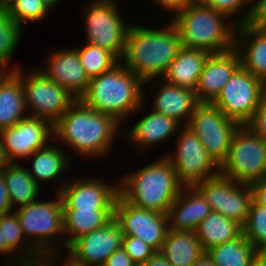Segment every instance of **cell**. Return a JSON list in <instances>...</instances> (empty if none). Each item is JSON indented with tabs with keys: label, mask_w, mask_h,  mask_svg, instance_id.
<instances>
[{
	"label": "cell",
	"mask_w": 266,
	"mask_h": 266,
	"mask_svg": "<svg viewBox=\"0 0 266 266\" xmlns=\"http://www.w3.org/2000/svg\"><path fill=\"white\" fill-rule=\"evenodd\" d=\"M166 25L159 30L137 24L129 26L120 62L144 82V87L148 82L164 75L182 48L174 24L170 21Z\"/></svg>",
	"instance_id": "obj_1"
},
{
	"label": "cell",
	"mask_w": 266,
	"mask_h": 266,
	"mask_svg": "<svg viewBox=\"0 0 266 266\" xmlns=\"http://www.w3.org/2000/svg\"><path fill=\"white\" fill-rule=\"evenodd\" d=\"M120 124L77 99L53 124V140L54 136L62 140L82 157H104L112 149Z\"/></svg>",
	"instance_id": "obj_2"
},
{
	"label": "cell",
	"mask_w": 266,
	"mask_h": 266,
	"mask_svg": "<svg viewBox=\"0 0 266 266\" xmlns=\"http://www.w3.org/2000/svg\"><path fill=\"white\" fill-rule=\"evenodd\" d=\"M143 91L144 82L119 62L110 71L90 78L80 100L93 110L122 123L145 105Z\"/></svg>",
	"instance_id": "obj_3"
},
{
	"label": "cell",
	"mask_w": 266,
	"mask_h": 266,
	"mask_svg": "<svg viewBox=\"0 0 266 266\" xmlns=\"http://www.w3.org/2000/svg\"><path fill=\"white\" fill-rule=\"evenodd\" d=\"M136 170L121 177L119 195L135 207L167 214L184 187L170 161L162 156Z\"/></svg>",
	"instance_id": "obj_4"
},
{
	"label": "cell",
	"mask_w": 266,
	"mask_h": 266,
	"mask_svg": "<svg viewBox=\"0 0 266 266\" xmlns=\"http://www.w3.org/2000/svg\"><path fill=\"white\" fill-rule=\"evenodd\" d=\"M229 18L228 15L194 0L176 14L171 22L179 33L182 47L220 53L235 47L238 24L229 22Z\"/></svg>",
	"instance_id": "obj_5"
},
{
	"label": "cell",
	"mask_w": 266,
	"mask_h": 266,
	"mask_svg": "<svg viewBox=\"0 0 266 266\" xmlns=\"http://www.w3.org/2000/svg\"><path fill=\"white\" fill-rule=\"evenodd\" d=\"M56 196L55 200L34 201L15 210L24 237L42 256L65 248L60 235L64 234L63 204L58 192Z\"/></svg>",
	"instance_id": "obj_6"
},
{
	"label": "cell",
	"mask_w": 266,
	"mask_h": 266,
	"mask_svg": "<svg viewBox=\"0 0 266 266\" xmlns=\"http://www.w3.org/2000/svg\"><path fill=\"white\" fill-rule=\"evenodd\" d=\"M220 174L236 183L252 185L266 177V140L247 125L235 132Z\"/></svg>",
	"instance_id": "obj_7"
},
{
	"label": "cell",
	"mask_w": 266,
	"mask_h": 266,
	"mask_svg": "<svg viewBox=\"0 0 266 266\" xmlns=\"http://www.w3.org/2000/svg\"><path fill=\"white\" fill-rule=\"evenodd\" d=\"M117 0H91L85 8L86 42L123 58L130 24L119 14Z\"/></svg>",
	"instance_id": "obj_8"
},
{
	"label": "cell",
	"mask_w": 266,
	"mask_h": 266,
	"mask_svg": "<svg viewBox=\"0 0 266 266\" xmlns=\"http://www.w3.org/2000/svg\"><path fill=\"white\" fill-rule=\"evenodd\" d=\"M17 67L19 66L13 67V71L22 80L25 105L30 110L29 116L45 119L53 125L77 100L40 70L25 73Z\"/></svg>",
	"instance_id": "obj_9"
},
{
	"label": "cell",
	"mask_w": 266,
	"mask_h": 266,
	"mask_svg": "<svg viewBox=\"0 0 266 266\" xmlns=\"http://www.w3.org/2000/svg\"><path fill=\"white\" fill-rule=\"evenodd\" d=\"M176 150L164 156L170 161L178 181L184 187H193L220 174V165L208 153L197 135L183 125L179 130Z\"/></svg>",
	"instance_id": "obj_10"
},
{
	"label": "cell",
	"mask_w": 266,
	"mask_h": 266,
	"mask_svg": "<svg viewBox=\"0 0 266 266\" xmlns=\"http://www.w3.org/2000/svg\"><path fill=\"white\" fill-rule=\"evenodd\" d=\"M264 92L263 81L240 66L212 104L243 126L252 120Z\"/></svg>",
	"instance_id": "obj_11"
},
{
	"label": "cell",
	"mask_w": 266,
	"mask_h": 266,
	"mask_svg": "<svg viewBox=\"0 0 266 266\" xmlns=\"http://www.w3.org/2000/svg\"><path fill=\"white\" fill-rule=\"evenodd\" d=\"M240 126L212 103H200L186 124L219 165L227 158L233 136Z\"/></svg>",
	"instance_id": "obj_12"
},
{
	"label": "cell",
	"mask_w": 266,
	"mask_h": 266,
	"mask_svg": "<svg viewBox=\"0 0 266 266\" xmlns=\"http://www.w3.org/2000/svg\"><path fill=\"white\" fill-rule=\"evenodd\" d=\"M114 219L123 235L139 238L156 252L161 251L169 231L167 214L135 207L118 195L114 203Z\"/></svg>",
	"instance_id": "obj_13"
},
{
	"label": "cell",
	"mask_w": 266,
	"mask_h": 266,
	"mask_svg": "<svg viewBox=\"0 0 266 266\" xmlns=\"http://www.w3.org/2000/svg\"><path fill=\"white\" fill-rule=\"evenodd\" d=\"M206 198L214 212L233 219L242 226L248 216L252 188L226 178L222 174L211 177L195 186Z\"/></svg>",
	"instance_id": "obj_14"
},
{
	"label": "cell",
	"mask_w": 266,
	"mask_h": 266,
	"mask_svg": "<svg viewBox=\"0 0 266 266\" xmlns=\"http://www.w3.org/2000/svg\"><path fill=\"white\" fill-rule=\"evenodd\" d=\"M89 179V180H88ZM58 186L63 210H114L119 195V185L95 179L72 178Z\"/></svg>",
	"instance_id": "obj_15"
},
{
	"label": "cell",
	"mask_w": 266,
	"mask_h": 266,
	"mask_svg": "<svg viewBox=\"0 0 266 266\" xmlns=\"http://www.w3.org/2000/svg\"><path fill=\"white\" fill-rule=\"evenodd\" d=\"M8 162L27 159L36 150L46 147L53 139V125L42 118L27 116L10 128L0 131Z\"/></svg>",
	"instance_id": "obj_16"
},
{
	"label": "cell",
	"mask_w": 266,
	"mask_h": 266,
	"mask_svg": "<svg viewBox=\"0 0 266 266\" xmlns=\"http://www.w3.org/2000/svg\"><path fill=\"white\" fill-rule=\"evenodd\" d=\"M123 236L113 218L105 226L77 238L66 250L90 266H103L114 251L122 248Z\"/></svg>",
	"instance_id": "obj_17"
},
{
	"label": "cell",
	"mask_w": 266,
	"mask_h": 266,
	"mask_svg": "<svg viewBox=\"0 0 266 266\" xmlns=\"http://www.w3.org/2000/svg\"><path fill=\"white\" fill-rule=\"evenodd\" d=\"M46 60V69L40 71L76 99H80L89 86L90 78L80 63L76 47L53 50L48 53Z\"/></svg>",
	"instance_id": "obj_18"
},
{
	"label": "cell",
	"mask_w": 266,
	"mask_h": 266,
	"mask_svg": "<svg viewBox=\"0 0 266 266\" xmlns=\"http://www.w3.org/2000/svg\"><path fill=\"white\" fill-rule=\"evenodd\" d=\"M240 66L239 53L235 48L211 53L204 64L195 90L199 102L212 103Z\"/></svg>",
	"instance_id": "obj_19"
},
{
	"label": "cell",
	"mask_w": 266,
	"mask_h": 266,
	"mask_svg": "<svg viewBox=\"0 0 266 266\" xmlns=\"http://www.w3.org/2000/svg\"><path fill=\"white\" fill-rule=\"evenodd\" d=\"M211 212L206 198L195 186L183 187L167 213L169 229L195 232Z\"/></svg>",
	"instance_id": "obj_20"
},
{
	"label": "cell",
	"mask_w": 266,
	"mask_h": 266,
	"mask_svg": "<svg viewBox=\"0 0 266 266\" xmlns=\"http://www.w3.org/2000/svg\"><path fill=\"white\" fill-rule=\"evenodd\" d=\"M234 48L239 53L241 67L264 81L266 79V28L239 24Z\"/></svg>",
	"instance_id": "obj_21"
},
{
	"label": "cell",
	"mask_w": 266,
	"mask_h": 266,
	"mask_svg": "<svg viewBox=\"0 0 266 266\" xmlns=\"http://www.w3.org/2000/svg\"><path fill=\"white\" fill-rule=\"evenodd\" d=\"M155 87V99L153 98L152 111L168 116L178 121L182 126H186L189 118L196 107L200 104L196 92L180 86H176L165 80L158 82ZM185 118V121H184ZM187 120V121H186Z\"/></svg>",
	"instance_id": "obj_22"
},
{
	"label": "cell",
	"mask_w": 266,
	"mask_h": 266,
	"mask_svg": "<svg viewBox=\"0 0 266 266\" xmlns=\"http://www.w3.org/2000/svg\"><path fill=\"white\" fill-rule=\"evenodd\" d=\"M148 112L146 116L134 124L130 129L131 131L129 130L130 133L128 132L126 135L127 140H131L140 153H145L144 151L153 148L155 144H161L159 142L169 140V137L179 133L182 126L178 121L166 115L152 110Z\"/></svg>",
	"instance_id": "obj_23"
},
{
	"label": "cell",
	"mask_w": 266,
	"mask_h": 266,
	"mask_svg": "<svg viewBox=\"0 0 266 266\" xmlns=\"http://www.w3.org/2000/svg\"><path fill=\"white\" fill-rule=\"evenodd\" d=\"M210 54L203 49L182 47L169 64L162 79L176 86L195 91L199 76Z\"/></svg>",
	"instance_id": "obj_24"
},
{
	"label": "cell",
	"mask_w": 266,
	"mask_h": 266,
	"mask_svg": "<svg viewBox=\"0 0 266 266\" xmlns=\"http://www.w3.org/2000/svg\"><path fill=\"white\" fill-rule=\"evenodd\" d=\"M21 78L12 70L0 82V131L28 116Z\"/></svg>",
	"instance_id": "obj_25"
},
{
	"label": "cell",
	"mask_w": 266,
	"mask_h": 266,
	"mask_svg": "<svg viewBox=\"0 0 266 266\" xmlns=\"http://www.w3.org/2000/svg\"><path fill=\"white\" fill-rule=\"evenodd\" d=\"M160 253L171 266H192L204 250L196 232L169 229Z\"/></svg>",
	"instance_id": "obj_26"
},
{
	"label": "cell",
	"mask_w": 266,
	"mask_h": 266,
	"mask_svg": "<svg viewBox=\"0 0 266 266\" xmlns=\"http://www.w3.org/2000/svg\"><path fill=\"white\" fill-rule=\"evenodd\" d=\"M195 232L202 249L206 252L214 246L239 238L243 234V228L235 220L212 211L202 220Z\"/></svg>",
	"instance_id": "obj_27"
},
{
	"label": "cell",
	"mask_w": 266,
	"mask_h": 266,
	"mask_svg": "<svg viewBox=\"0 0 266 266\" xmlns=\"http://www.w3.org/2000/svg\"><path fill=\"white\" fill-rule=\"evenodd\" d=\"M0 173L6 181L12 209L17 203L22 207L39 200L41 187L29 174L27 168L19 164V160L17 163L8 162Z\"/></svg>",
	"instance_id": "obj_28"
},
{
	"label": "cell",
	"mask_w": 266,
	"mask_h": 266,
	"mask_svg": "<svg viewBox=\"0 0 266 266\" xmlns=\"http://www.w3.org/2000/svg\"><path fill=\"white\" fill-rule=\"evenodd\" d=\"M0 230L5 245L12 252H18L15 254H18L17 256L13 255L15 259L17 258L16 260L13 257L10 259L12 262L18 261V264L23 266V264H35L42 261L43 256L24 237L15 211L0 216Z\"/></svg>",
	"instance_id": "obj_29"
},
{
	"label": "cell",
	"mask_w": 266,
	"mask_h": 266,
	"mask_svg": "<svg viewBox=\"0 0 266 266\" xmlns=\"http://www.w3.org/2000/svg\"><path fill=\"white\" fill-rule=\"evenodd\" d=\"M61 146H54L51 143L46 147L36 150L29 158L32 159L31 169L27 168L29 174L40 185V181L51 182L57 179L61 173L66 170L70 164L68 154L60 148Z\"/></svg>",
	"instance_id": "obj_30"
},
{
	"label": "cell",
	"mask_w": 266,
	"mask_h": 266,
	"mask_svg": "<svg viewBox=\"0 0 266 266\" xmlns=\"http://www.w3.org/2000/svg\"><path fill=\"white\" fill-rule=\"evenodd\" d=\"M114 218V210H63L67 249L77 238L105 226Z\"/></svg>",
	"instance_id": "obj_31"
},
{
	"label": "cell",
	"mask_w": 266,
	"mask_h": 266,
	"mask_svg": "<svg viewBox=\"0 0 266 266\" xmlns=\"http://www.w3.org/2000/svg\"><path fill=\"white\" fill-rule=\"evenodd\" d=\"M254 250L242 234L233 241L208 249L206 253L216 266H254Z\"/></svg>",
	"instance_id": "obj_32"
},
{
	"label": "cell",
	"mask_w": 266,
	"mask_h": 266,
	"mask_svg": "<svg viewBox=\"0 0 266 266\" xmlns=\"http://www.w3.org/2000/svg\"><path fill=\"white\" fill-rule=\"evenodd\" d=\"M80 63L89 78L110 71L120 61L108 50L86 43L83 47H76Z\"/></svg>",
	"instance_id": "obj_33"
},
{
	"label": "cell",
	"mask_w": 266,
	"mask_h": 266,
	"mask_svg": "<svg viewBox=\"0 0 266 266\" xmlns=\"http://www.w3.org/2000/svg\"><path fill=\"white\" fill-rule=\"evenodd\" d=\"M23 31L8 10L0 8V65L9 68V61L20 43Z\"/></svg>",
	"instance_id": "obj_34"
},
{
	"label": "cell",
	"mask_w": 266,
	"mask_h": 266,
	"mask_svg": "<svg viewBox=\"0 0 266 266\" xmlns=\"http://www.w3.org/2000/svg\"><path fill=\"white\" fill-rule=\"evenodd\" d=\"M242 228L243 236L254 248L266 245V207L257 204L252 199L247 220Z\"/></svg>",
	"instance_id": "obj_35"
},
{
	"label": "cell",
	"mask_w": 266,
	"mask_h": 266,
	"mask_svg": "<svg viewBox=\"0 0 266 266\" xmlns=\"http://www.w3.org/2000/svg\"><path fill=\"white\" fill-rule=\"evenodd\" d=\"M7 10L9 15L24 28L26 22L44 20L51 9L42 0H15Z\"/></svg>",
	"instance_id": "obj_36"
},
{
	"label": "cell",
	"mask_w": 266,
	"mask_h": 266,
	"mask_svg": "<svg viewBox=\"0 0 266 266\" xmlns=\"http://www.w3.org/2000/svg\"><path fill=\"white\" fill-rule=\"evenodd\" d=\"M123 249L130 258L139 266L152 257L156 251L139 238L133 236H123Z\"/></svg>",
	"instance_id": "obj_37"
},
{
	"label": "cell",
	"mask_w": 266,
	"mask_h": 266,
	"mask_svg": "<svg viewBox=\"0 0 266 266\" xmlns=\"http://www.w3.org/2000/svg\"><path fill=\"white\" fill-rule=\"evenodd\" d=\"M254 2V3H253ZM251 7L242 13L241 17L233 20L238 25L247 24L250 26L266 28V0H250Z\"/></svg>",
	"instance_id": "obj_38"
},
{
	"label": "cell",
	"mask_w": 266,
	"mask_h": 266,
	"mask_svg": "<svg viewBox=\"0 0 266 266\" xmlns=\"http://www.w3.org/2000/svg\"><path fill=\"white\" fill-rule=\"evenodd\" d=\"M208 6H210L215 11L226 14L230 17L237 15L241 9H245L250 5V0H198ZM247 4V5H246ZM246 5V6H245Z\"/></svg>",
	"instance_id": "obj_39"
},
{
	"label": "cell",
	"mask_w": 266,
	"mask_h": 266,
	"mask_svg": "<svg viewBox=\"0 0 266 266\" xmlns=\"http://www.w3.org/2000/svg\"><path fill=\"white\" fill-rule=\"evenodd\" d=\"M247 126L257 135L266 140V91L262 96L252 120Z\"/></svg>",
	"instance_id": "obj_40"
},
{
	"label": "cell",
	"mask_w": 266,
	"mask_h": 266,
	"mask_svg": "<svg viewBox=\"0 0 266 266\" xmlns=\"http://www.w3.org/2000/svg\"><path fill=\"white\" fill-rule=\"evenodd\" d=\"M103 266H138L123 249L114 251Z\"/></svg>",
	"instance_id": "obj_41"
},
{
	"label": "cell",
	"mask_w": 266,
	"mask_h": 266,
	"mask_svg": "<svg viewBox=\"0 0 266 266\" xmlns=\"http://www.w3.org/2000/svg\"><path fill=\"white\" fill-rule=\"evenodd\" d=\"M194 0H153L158 6H162L167 12H172L174 16L183 11Z\"/></svg>",
	"instance_id": "obj_42"
},
{
	"label": "cell",
	"mask_w": 266,
	"mask_h": 266,
	"mask_svg": "<svg viewBox=\"0 0 266 266\" xmlns=\"http://www.w3.org/2000/svg\"><path fill=\"white\" fill-rule=\"evenodd\" d=\"M12 210L8 188L4 176L0 173V216L10 213Z\"/></svg>",
	"instance_id": "obj_43"
},
{
	"label": "cell",
	"mask_w": 266,
	"mask_h": 266,
	"mask_svg": "<svg viewBox=\"0 0 266 266\" xmlns=\"http://www.w3.org/2000/svg\"><path fill=\"white\" fill-rule=\"evenodd\" d=\"M252 199L266 207V177L251 185Z\"/></svg>",
	"instance_id": "obj_44"
},
{
	"label": "cell",
	"mask_w": 266,
	"mask_h": 266,
	"mask_svg": "<svg viewBox=\"0 0 266 266\" xmlns=\"http://www.w3.org/2000/svg\"><path fill=\"white\" fill-rule=\"evenodd\" d=\"M60 250L50 252L43 256V259L39 263L35 264H23V266H55L56 262L55 261L57 258L59 259L60 255Z\"/></svg>",
	"instance_id": "obj_45"
},
{
	"label": "cell",
	"mask_w": 266,
	"mask_h": 266,
	"mask_svg": "<svg viewBox=\"0 0 266 266\" xmlns=\"http://www.w3.org/2000/svg\"><path fill=\"white\" fill-rule=\"evenodd\" d=\"M139 266H171L160 252H156L145 263Z\"/></svg>",
	"instance_id": "obj_46"
},
{
	"label": "cell",
	"mask_w": 266,
	"mask_h": 266,
	"mask_svg": "<svg viewBox=\"0 0 266 266\" xmlns=\"http://www.w3.org/2000/svg\"><path fill=\"white\" fill-rule=\"evenodd\" d=\"M254 266H266V245L255 248Z\"/></svg>",
	"instance_id": "obj_47"
},
{
	"label": "cell",
	"mask_w": 266,
	"mask_h": 266,
	"mask_svg": "<svg viewBox=\"0 0 266 266\" xmlns=\"http://www.w3.org/2000/svg\"><path fill=\"white\" fill-rule=\"evenodd\" d=\"M68 258L64 259L62 266H90L82 260H79L76 256H74L70 251H67Z\"/></svg>",
	"instance_id": "obj_48"
},
{
	"label": "cell",
	"mask_w": 266,
	"mask_h": 266,
	"mask_svg": "<svg viewBox=\"0 0 266 266\" xmlns=\"http://www.w3.org/2000/svg\"><path fill=\"white\" fill-rule=\"evenodd\" d=\"M192 266H216L212 259L204 252Z\"/></svg>",
	"instance_id": "obj_49"
},
{
	"label": "cell",
	"mask_w": 266,
	"mask_h": 266,
	"mask_svg": "<svg viewBox=\"0 0 266 266\" xmlns=\"http://www.w3.org/2000/svg\"><path fill=\"white\" fill-rule=\"evenodd\" d=\"M7 163H8V161H7L5 153H4V149H3V145H2V138L0 136V172L6 166Z\"/></svg>",
	"instance_id": "obj_50"
},
{
	"label": "cell",
	"mask_w": 266,
	"mask_h": 266,
	"mask_svg": "<svg viewBox=\"0 0 266 266\" xmlns=\"http://www.w3.org/2000/svg\"><path fill=\"white\" fill-rule=\"evenodd\" d=\"M0 252L2 255H8L7 258L10 256L12 257L11 254L13 255L14 253L5 245V242L2 241V235H1V230H0ZM11 253V254H10Z\"/></svg>",
	"instance_id": "obj_51"
},
{
	"label": "cell",
	"mask_w": 266,
	"mask_h": 266,
	"mask_svg": "<svg viewBox=\"0 0 266 266\" xmlns=\"http://www.w3.org/2000/svg\"><path fill=\"white\" fill-rule=\"evenodd\" d=\"M10 71H12V68H6L0 65V82Z\"/></svg>",
	"instance_id": "obj_52"
},
{
	"label": "cell",
	"mask_w": 266,
	"mask_h": 266,
	"mask_svg": "<svg viewBox=\"0 0 266 266\" xmlns=\"http://www.w3.org/2000/svg\"><path fill=\"white\" fill-rule=\"evenodd\" d=\"M42 2L50 9L56 7V4L60 2V0H42Z\"/></svg>",
	"instance_id": "obj_53"
},
{
	"label": "cell",
	"mask_w": 266,
	"mask_h": 266,
	"mask_svg": "<svg viewBox=\"0 0 266 266\" xmlns=\"http://www.w3.org/2000/svg\"><path fill=\"white\" fill-rule=\"evenodd\" d=\"M15 0H0V8L8 9Z\"/></svg>",
	"instance_id": "obj_54"
},
{
	"label": "cell",
	"mask_w": 266,
	"mask_h": 266,
	"mask_svg": "<svg viewBox=\"0 0 266 266\" xmlns=\"http://www.w3.org/2000/svg\"><path fill=\"white\" fill-rule=\"evenodd\" d=\"M263 83H264V89L266 91V79L263 81Z\"/></svg>",
	"instance_id": "obj_55"
}]
</instances>
